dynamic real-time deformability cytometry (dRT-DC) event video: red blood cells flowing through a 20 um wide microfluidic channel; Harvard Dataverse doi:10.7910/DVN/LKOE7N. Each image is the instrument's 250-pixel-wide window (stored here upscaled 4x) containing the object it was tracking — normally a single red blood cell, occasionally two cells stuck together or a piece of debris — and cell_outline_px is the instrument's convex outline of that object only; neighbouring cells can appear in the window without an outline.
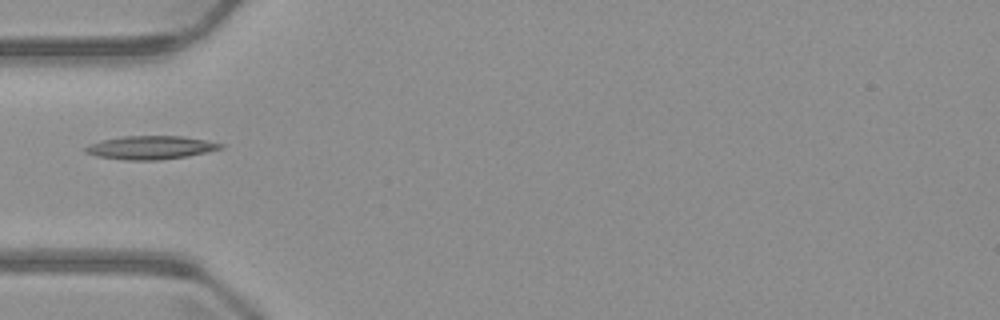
{"species": "common noctule bat (a hibernating species)", "species_latin": "Nyctalus noctula", "temperature_condition": "warm", "stored_images_in_passage": 3, "camera_frame_rate_fps": 3000, "um_per_image_px": 0.085, "animal": {"sex": "male", "body_mass_g": 23.1, "forearm_length_mm": 52.7}, "frame": {"image": 1, "passage_image": 2, "time_ms": 2.0, "image_size_px": [1000, 320], "cell_outline_px": [[224, 148], [188, 156], [160, 160], [124, 160], [96, 156], [84, 152], [84, 148], [88, 144], [100, 140], [124, 136], [184, 136], [208, 140], [224, 144]], "centroid_in_image_um": [12.8, 12.54], "position_along_channel_um": 72.2, "area_um2": 18.67}}
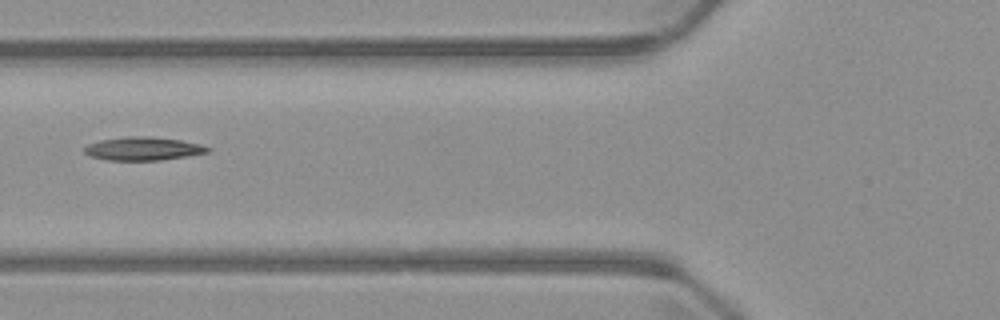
{"frame": {"image": 2, "passage_image": 3, "time_ms": 3.0, "image_size_px": [1000, 320], "cell_outline_px": [[212, 148], [208, 152], [160, 160], [108, 160], [88, 156], [84, 152], [84, 148], [88, 144], [100, 140], [124, 136], [152, 136], [180, 140], [200, 144]], "centroid_in_image_um": [12.13, 12.62], "position_along_channel_um": 113.7, "area_um2": 16.76}}